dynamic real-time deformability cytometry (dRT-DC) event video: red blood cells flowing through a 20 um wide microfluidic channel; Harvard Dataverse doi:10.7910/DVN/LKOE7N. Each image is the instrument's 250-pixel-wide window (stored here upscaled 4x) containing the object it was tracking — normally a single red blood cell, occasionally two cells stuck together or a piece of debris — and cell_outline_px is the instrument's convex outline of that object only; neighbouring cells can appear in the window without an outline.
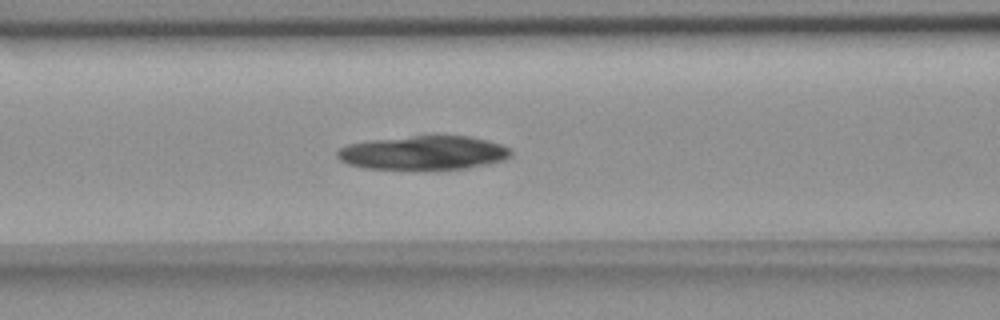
{"species": "common noctule bat (a hibernating species)", "species_latin": "Nyctalus noctula", "temperature_condition": "room temperature", "stored_images_in_passage": 44, "camera_frame_rate_fps": 3000, "um_per_image_px": 0.085, "animal": {"sex": "female", "body_mass_g": 18.4}, "frame": {"image": 1, "passage_image": 15, "time_ms": 4.667, "image_size_px": [1000, 320], "cell_outline_px": [[512, 156], [504, 160], [488, 164], [464, 168], [364, 168], [348, 164], [340, 160], [336, 156], [336, 152], [340, 148], [348, 144], [368, 140], [412, 136], [472, 136], [488, 140], [512, 148]], "centroid_in_image_um": [36.03, 12.97], "position_along_channel_um": 130.6, "area_um2": 34.1}}
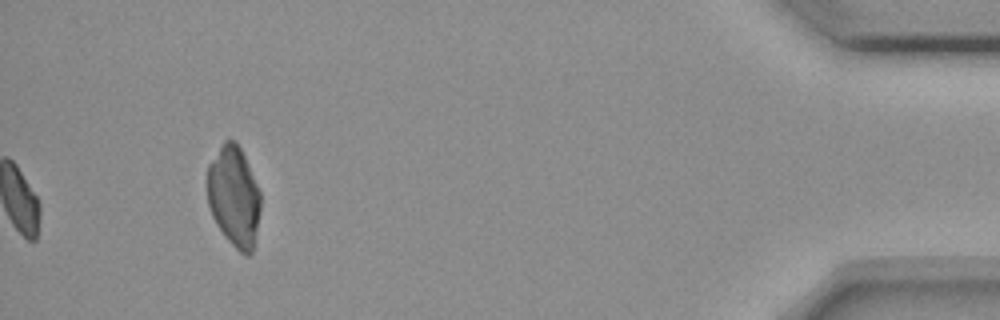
{"frame": {"image": 2, "passage_image": 44, "time_ms": 14.333, "image_size_px": [1000, 320], "cell_outline_px": [[260, 208], [252, 252], [248, 256], [244, 256], [228, 240], [216, 224], [212, 216], [208, 204], [208, 164], [224, 140], [236, 140], [248, 164], [260, 192]], "centroid_in_image_um": [19.87, 16.69], "position_along_channel_um": 415.3, "area_um2": 30.92}}